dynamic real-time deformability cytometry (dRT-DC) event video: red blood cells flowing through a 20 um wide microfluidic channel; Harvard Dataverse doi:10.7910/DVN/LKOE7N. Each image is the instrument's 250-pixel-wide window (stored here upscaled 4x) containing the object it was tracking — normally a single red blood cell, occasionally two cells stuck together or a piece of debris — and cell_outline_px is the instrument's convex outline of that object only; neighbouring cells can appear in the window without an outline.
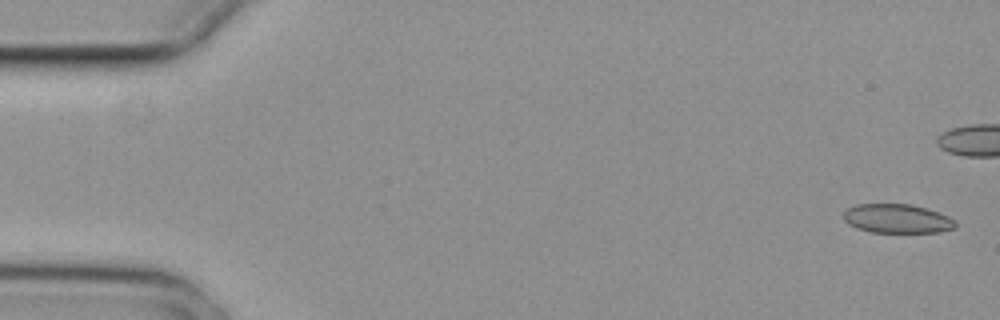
{"species": "common noctule bat (a hibernating species)", "species_latin": "Nyctalus noctula", "temperature_condition": "cold", "stored_images_in_passage": 3, "camera_frame_rate_fps": 3000, "um_per_image_px": 0.085, "animal": {"sex": "female", "body_mass_g": 29.2, "forearm_length_mm": 56.3}, "frame": {"image": 1, "passage_image": 1, "time_ms": 0.0, "image_size_px": [1000, 320], "cell_outline_px": [[956, 228], [940, 232], [872, 232], [856, 228], [848, 224], [844, 220], [844, 212], [848, 208], [856, 204], [912, 204], [948, 216], [956, 220]], "centroid_in_image_um": [76.26, 18.59], "position_along_channel_um": 8.7, "area_um2": 18.9}}